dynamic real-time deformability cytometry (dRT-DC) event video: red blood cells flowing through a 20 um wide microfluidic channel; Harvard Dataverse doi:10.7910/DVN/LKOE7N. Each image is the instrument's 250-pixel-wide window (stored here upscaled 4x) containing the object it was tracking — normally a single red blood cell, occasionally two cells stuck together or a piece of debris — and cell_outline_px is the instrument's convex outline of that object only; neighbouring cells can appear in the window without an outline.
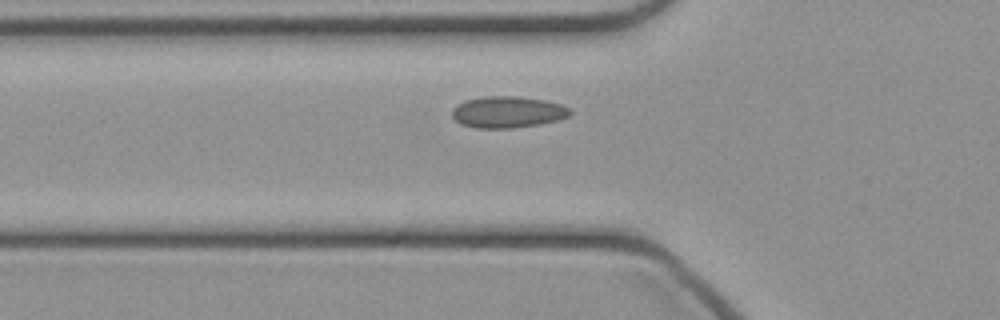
{"species": "common noctule bat (a hibernating species)", "species_latin": "Nyctalus noctula", "temperature_condition": "cold", "stored_images_in_passage": 34, "camera_frame_rate_fps": 3000, "um_per_image_px": 0.085, "animal": {"sex": "female", "body_mass_g": 21.9}, "frame": {"image": 1, "passage_image": 5, "time_ms": 1.333, "image_size_px": [1000, 320], "cell_outline_px": [[572, 112], [568, 116], [556, 120], [540, 124], [512, 128], [476, 128], [460, 124], [452, 116], [452, 108], [468, 100], [484, 96], [516, 96], [544, 100], [560, 104], [572, 108]], "centroid_in_image_um": [43.17, 9.53], "position_along_channel_um": 82.6, "area_um2": 21.56}}
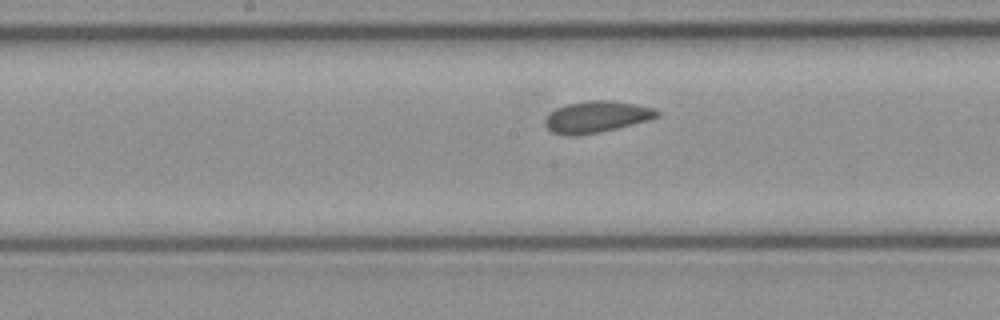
{"frame": {"image": 2, "passage_image": 13, "time_ms": 4.0, "image_size_px": [1000, 320], "cell_outline_px": [[660, 116], [648, 120], [600, 132], [580, 136], [564, 136], [552, 132], [544, 124], [544, 120], [556, 108], [568, 104], [588, 100], [616, 100], [636, 104], [652, 108], [660, 112]], "centroid_in_image_um": [50.7, 9.94], "position_along_channel_um": 197.5, "area_um2": 20.63}}
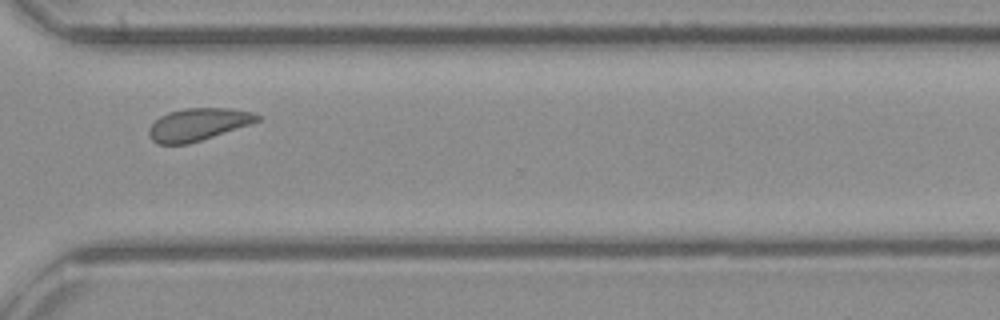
{"frame": {"image": 3, "passage_image": 24, "time_ms": 7.667, "image_size_px": [1000, 320], "cell_outline_px": [[260, 120], [188, 144], [156, 144], [152, 140], [148, 132], [148, 128], [160, 116], [168, 112], [184, 108], [228, 108], [252, 112], [260, 116]], "centroid_in_image_um": [16.78, 10.57], "position_along_channel_um": 353.8, "area_um2": 20.11}}